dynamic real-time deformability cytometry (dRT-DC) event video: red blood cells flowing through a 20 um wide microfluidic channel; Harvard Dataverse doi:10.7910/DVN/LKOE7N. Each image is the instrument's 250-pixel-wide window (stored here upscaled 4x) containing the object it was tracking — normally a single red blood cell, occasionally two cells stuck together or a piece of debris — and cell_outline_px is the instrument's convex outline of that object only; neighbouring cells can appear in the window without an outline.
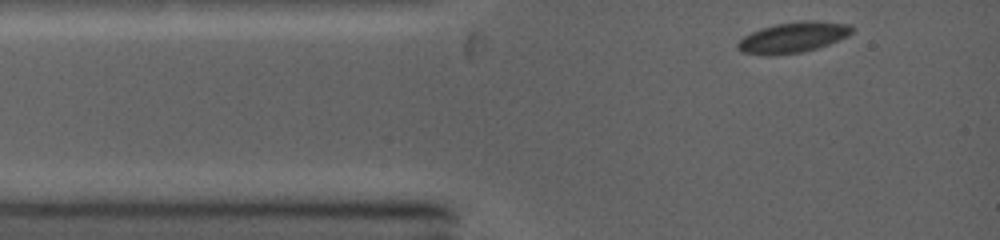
{"species": "common noctule bat (a hibernating species)", "species_latin": "Nyctalus noctula", "temperature_condition": "warm", "stored_images_in_passage": 10, "camera_frame_rate_fps": 5000, "um_per_image_px": 0.085, "animal": {"sex": "female", "body_mass_g": 19.0, "forearm_length_mm": 53.3}, "frame": {"image": 1, "passage_image": 1, "time_ms": 0.0, "image_size_px": [1000, 240], "cell_outline_px": [[856, 28], [848, 36], [828, 44], [804, 52], [772, 56], [764, 56], [740, 52], [736, 48], [736, 44], [744, 36], [760, 28], [776, 24], [800, 20], [816, 20], [852, 24]], "centroid_in_image_um": [67.41, 3.18], "position_along_channel_um": 17.6, "area_um2": 20.87}}
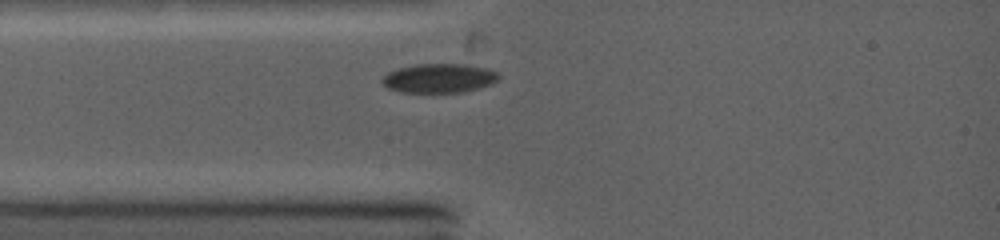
{"frame": {"image": 2, "passage_image": 4, "time_ms": 1.4, "image_size_px": [1000, 240], "cell_outline_px": [[500, 76], [496, 80], [488, 84], [464, 92], [400, 92], [388, 88], [380, 80], [388, 72], [400, 68], [416, 64], [464, 64], [488, 68], [496, 72]], "centroid_in_image_um": [37.29, 6.64], "position_along_channel_um": 47.7, "area_um2": 19.54}}
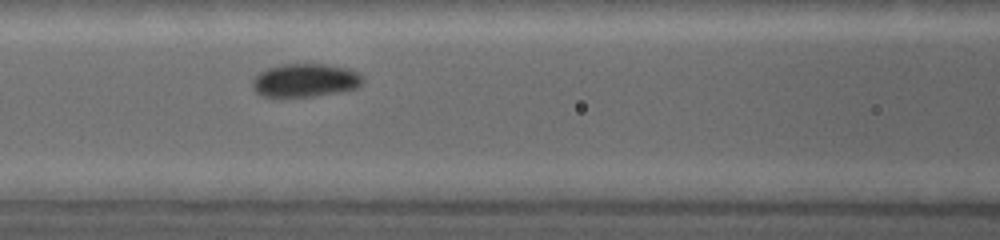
{"frame": {"image": 3, "passage_image": 9, "time_ms": 3.6, "image_size_px": [1000, 240], "cell_outline_px": [[364, 80], [356, 88], [336, 92], [312, 96], [260, 96], [252, 88], [252, 80], [260, 72], [268, 68], [284, 64], [324, 64], [344, 68], [356, 72]], "centroid_in_image_um": [25.89, 6.83], "position_along_channel_um": 140.7, "area_um2": 20.98}}